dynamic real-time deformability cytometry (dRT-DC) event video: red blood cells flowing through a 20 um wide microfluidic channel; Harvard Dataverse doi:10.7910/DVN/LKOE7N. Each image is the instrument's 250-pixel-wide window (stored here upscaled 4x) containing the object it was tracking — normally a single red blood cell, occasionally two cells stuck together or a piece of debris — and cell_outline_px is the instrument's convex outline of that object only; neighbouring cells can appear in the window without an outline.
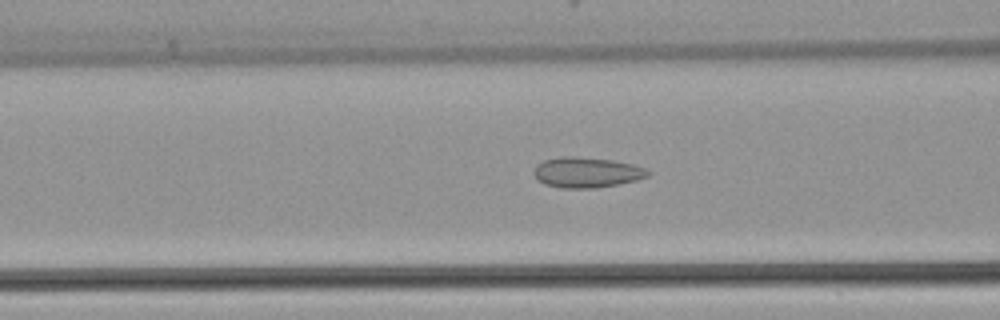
{"species": "common noctule bat (a hibernating species)", "species_latin": "Nyctalus noctula", "temperature_condition": "warm", "stored_images_in_passage": 45, "camera_frame_rate_fps": 3000, "um_per_image_px": 0.085, "animal": {"sex": "female", "body_mass_g": 22.7, "forearm_length_mm": 54.2}, "frame": {"image": 1, "passage_image": 18, "time_ms": 5.667, "image_size_px": [1000, 320], "cell_outline_px": [[652, 172], [648, 176], [636, 180], [596, 188], [560, 188], [544, 184], [532, 172], [536, 164], [544, 160], [560, 156], [572, 156], [612, 160], [632, 164], [644, 168]], "centroid_in_image_um": [49.84, 14.65], "position_along_channel_um": 116.8, "area_um2": 20.17}}
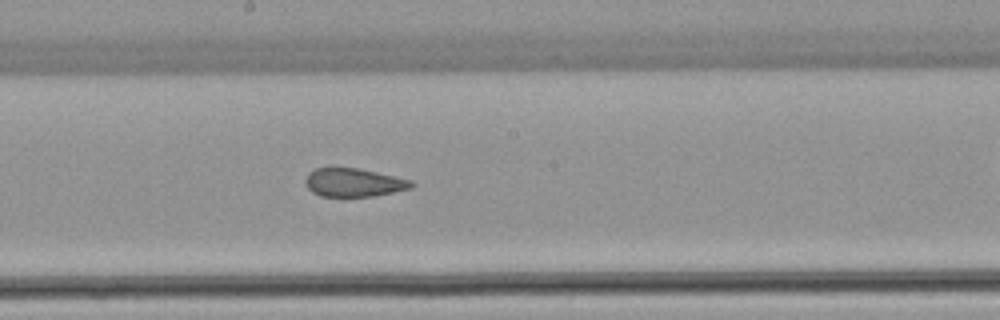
{"frame": {"image": 2, "passage_image": 25, "time_ms": 8.0, "image_size_px": [1000, 320], "cell_outline_px": [[416, 184], [412, 188], [372, 196], [320, 196], [312, 192], [308, 188], [304, 180], [308, 172], [316, 168], [356, 168], [376, 172], [412, 180]], "centroid_in_image_um": [30.06, 15.51], "position_along_channel_um": 218.1, "area_um2": 17.46}}
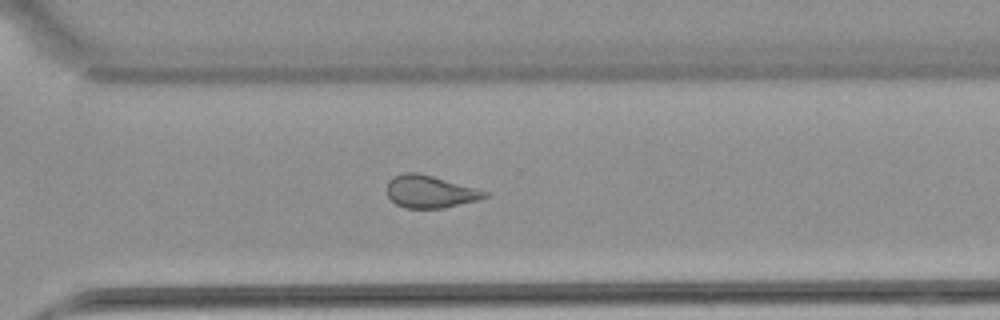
{"frame": {"image": 3, "passage_image": 33, "time_ms": 10.667, "image_size_px": [1000, 320], "cell_outline_px": [[488, 196], [476, 200], [444, 208], [404, 208], [396, 204], [388, 196], [388, 180], [404, 172], [416, 172], [432, 176], [488, 192]], "centroid_in_image_um": [36.52, 16.3], "position_along_channel_um": 334.1, "area_um2": 18.09}}